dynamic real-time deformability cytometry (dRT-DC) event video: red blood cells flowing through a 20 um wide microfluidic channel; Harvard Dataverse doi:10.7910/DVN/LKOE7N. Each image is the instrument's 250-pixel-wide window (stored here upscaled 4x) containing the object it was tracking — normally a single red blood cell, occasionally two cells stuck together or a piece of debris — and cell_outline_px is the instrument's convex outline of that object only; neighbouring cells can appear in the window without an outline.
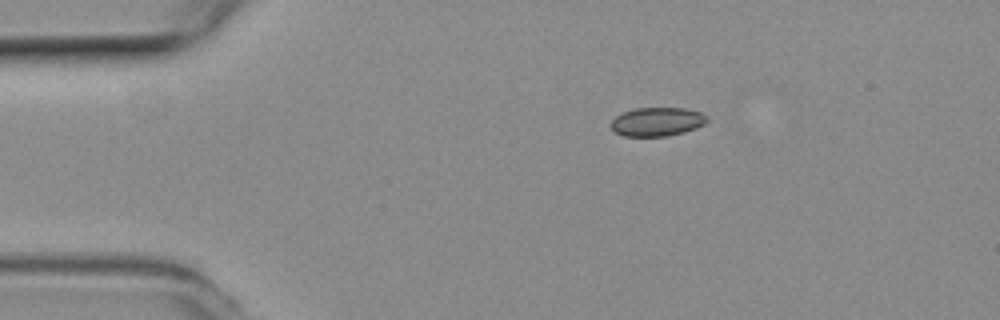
{"species": "common noctule bat (a hibernating species)", "species_latin": "Nyctalus noctula", "temperature_condition": "room temperature", "stored_images_in_passage": 45, "camera_frame_rate_fps": 3000, "um_per_image_px": 0.085, "animal": {"sex": "female", "body_mass_g": 19.3, "forearm_length_mm": 54.1}, "frame": {"image": 1, "passage_image": 1, "time_ms": 0.0, "image_size_px": [1000, 320], "cell_outline_px": [[708, 120], [704, 124], [696, 128], [684, 132], [668, 136], [624, 136], [612, 132], [608, 124], [616, 116], [624, 112], [636, 108], [684, 108], [700, 112], [708, 116]], "centroid_in_image_um": [55.82, 10.35], "position_along_channel_um": 29.2, "area_um2": 16.3}}
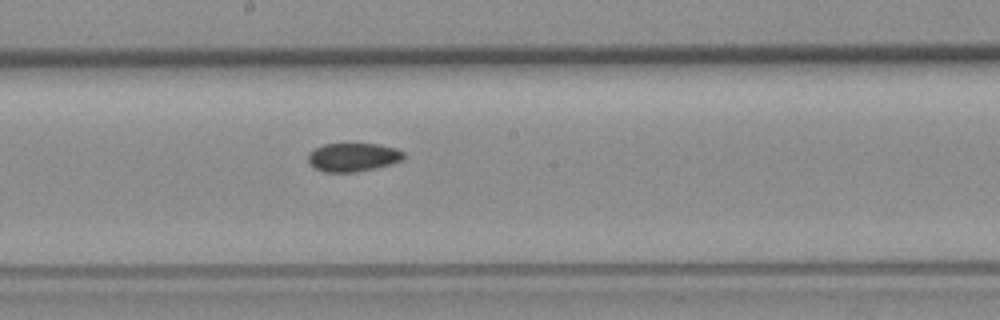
{"frame": {"image": 2, "passage_image": 20, "time_ms": 6.333, "image_size_px": [1000, 320], "cell_outline_px": [[404, 156], [400, 160], [392, 164], [356, 172], [324, 172], [308, 164], [308, 152], [324, 144], [376, 144], [396, 148], [404, 152]], "centroid_in_image_um": [29.98, 13.36], "position_along_channel_um": 218.2, "area_um2": 15.84}}
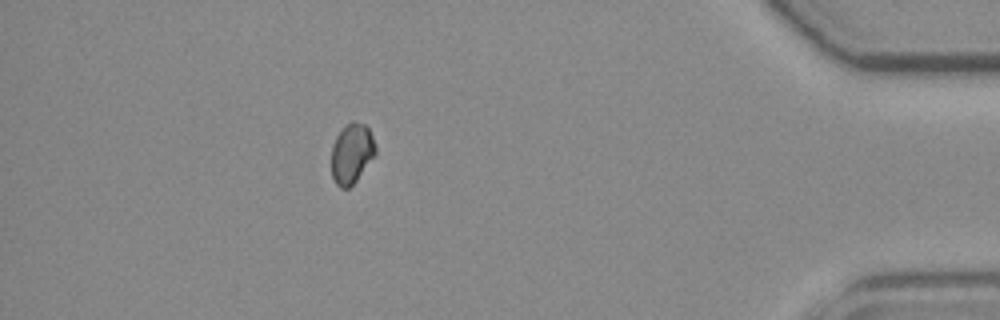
{"frame": {"image": 3, "passage_image": 39, "time_ms": 12.667, "image_size_px": [1000, 320], "cell_outline_px": [[376, 152], [356, 180], [348, 188], [340, 188], [336, 184], [332, 176], [332, 144], [336, 136], [352, 120], [364, 124], [368, 128], [372, 136], [376, 148]], "centroid_in_image_um": [29.88, 13.04], "position_along_channel_um": 405.3, "area_um2": 15.09}, "authors_computed_cell_mechanics": {"area_um2": 16.0684, "velocity_mm_per_s": 3.7938, "shape_relaxation_time_tau1_ms": null, "shape_relaxation_time_tau2_ms": 7.4382, "deformation_change_tau1": null, "deformation_change_tau2": 0.0649}}